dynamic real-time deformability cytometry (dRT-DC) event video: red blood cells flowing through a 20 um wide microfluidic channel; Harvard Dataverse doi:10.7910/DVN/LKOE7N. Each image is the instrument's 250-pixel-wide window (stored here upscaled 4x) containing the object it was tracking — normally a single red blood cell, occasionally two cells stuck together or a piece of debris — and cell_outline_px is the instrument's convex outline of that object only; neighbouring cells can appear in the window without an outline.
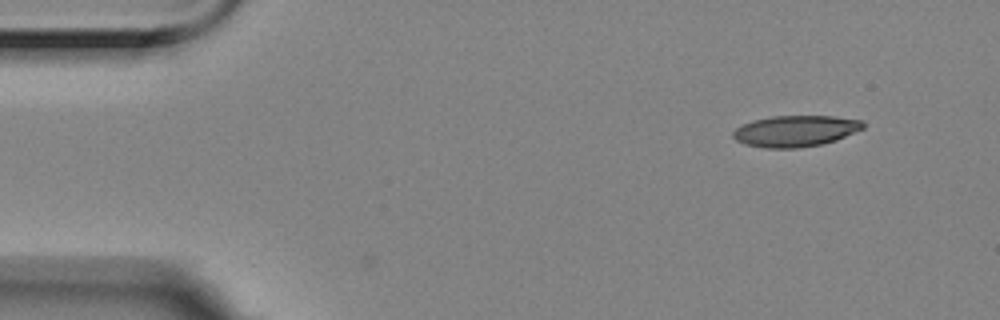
{"species": "Egyptian fruit bat (a non-hibernating species)", "species_latin": "Rousettus aegyptiacus", "temperature_condition": "room temperature", "stored_images_in_passage": 3, "camera_frame_rate_fps": 3000, "um_per_image_px": 0.085, "animal": {"sex": "female"}, "frame": {"image": 1, "passage_image": 1, "time_ms": 0.0, "image_size_px": [1000, 320], "cell_outline_px": [[864, 128], [836, 140], [824, 144], [800, 148], [764, 148], [744, 144], [736, 140], [732, 136], [732, 132], [736, 128], [744, 124], [756, 120], [772, 116], [832, 116], [860, 120], [864, 124]], "centroid_in_image_um": [67.6, 11.15], "position_along_channel_um": 17.4, "area_um2": 23.58}}